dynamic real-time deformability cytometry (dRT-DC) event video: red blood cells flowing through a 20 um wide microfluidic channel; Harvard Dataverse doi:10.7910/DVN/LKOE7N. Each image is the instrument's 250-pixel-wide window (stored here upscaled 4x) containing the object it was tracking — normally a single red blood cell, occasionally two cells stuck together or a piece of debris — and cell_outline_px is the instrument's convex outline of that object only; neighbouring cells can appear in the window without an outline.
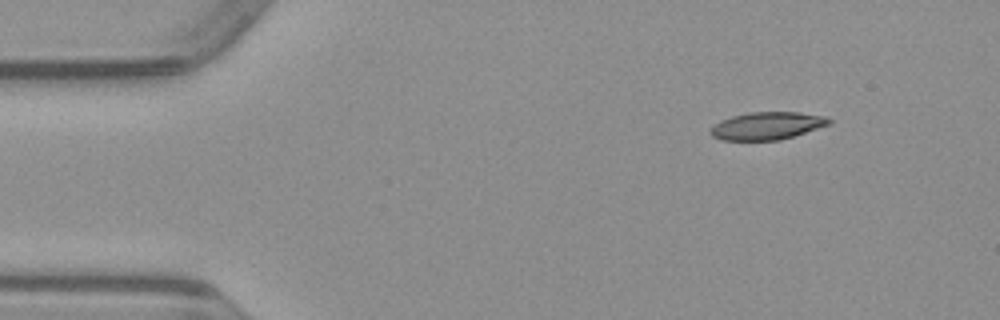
{"species": "common noctule bat (a hibernating species)", "species_latin": "Nyctalus noctula", "temperature_condition": "warm", "stored_images_in_passage": 16, "camera_frame_rate_fps": 3000, "um_per_image_px": 0.085, "animal": {"sex": "male", "body_mass_g": 23.1, "forearm_length_mm": 52.7}, "frame": {"image": 1, "passage_image": 1, "time_ms": 0.0, "image_size_px": [1000, 320], "cell_outline_px": [[832, 124], [780, 140], [720, 140], [712, 136], [712, 128], [720, 120], [732, 116], [752, 112], [800, 112], [828, 116], [832, 120]], "centroid_in_image_um": [65.27, 10.68], "position_along_channel_um": 19.7, "area_um2": 19.07}}
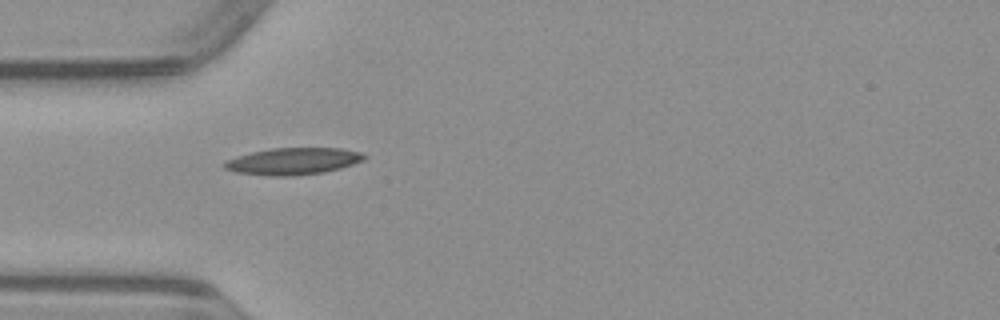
{"frame": {"image": 2, "passage_image": 10, "time_ms": 3.0, "image_size_px": [1000, 320], "cell_outline_px": [[368, 156], [364, 160], [340, 168], [324, 172], [292, 176], [272, 176], [236, 172], [224, 168], [224, 164], [228, 160], [236, 156], [252, 152], [272, 148], [340, 148], [360, 152]], "centroid_in_image_um": [24.94, 13.7], "position_along_channel_um": 60.1, "area_um2": 21.73}}
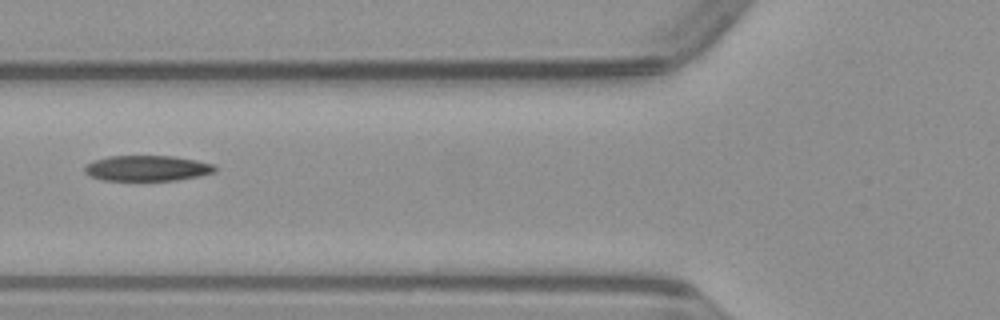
{"frame": {"image": 3, "passage_image": 14, "time_ms": 4.333, "image_size_px": [1000, 320], "cell_outline_px": [[216, 172], [200, 176], [176, 180], [104, 180], [92, 176], [84, 172], [84, 164], [92, 160], [108, 156], [172, 156], [196, 160], [212, 164], [216, 168]], "centroid_in_image_um": [12.49, 14.29], "position_along_channel_um": 113.3, "area_um2": 19.42}}